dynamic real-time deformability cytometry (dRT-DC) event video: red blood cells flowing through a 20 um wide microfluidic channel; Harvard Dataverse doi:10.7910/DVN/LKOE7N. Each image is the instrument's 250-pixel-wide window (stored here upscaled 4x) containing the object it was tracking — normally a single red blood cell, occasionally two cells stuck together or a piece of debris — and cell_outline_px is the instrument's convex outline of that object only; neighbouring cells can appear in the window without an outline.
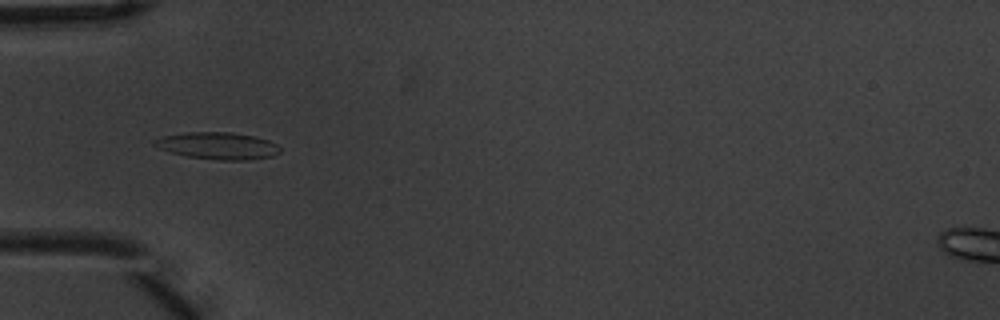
{"species": "common noctule bat (a hibernating species)", "species_latin": "Nyctalus noctula", "temperature_condition": "warm", "stored_images_in_passage": 7, "camera_frame_rate_fps": 3000, "um_per_image_px": 0.085, "animal": {"sex": "male", "body_mass_g": 20.1, "forearm_length_mm": 53.5}, "frame": {"image": 1, "passage_image": 5, "time_ms": 1.333, "image_size_px": [1000, 320], "cell_outline_px": [[280, 152], [272, 156], [248, 160], [216, 160], [188, 156], [172, 152], [160, 148], [152, 144], [152, 140], [164, 136], [184, 132], [232, 132], [252, 136], [268, 140], [276, 144], [280, 148]], "centroid_in_image_um": [18.51, 12.39], "position_along_channel_um": 66.5, "area_um2": 19.65}}
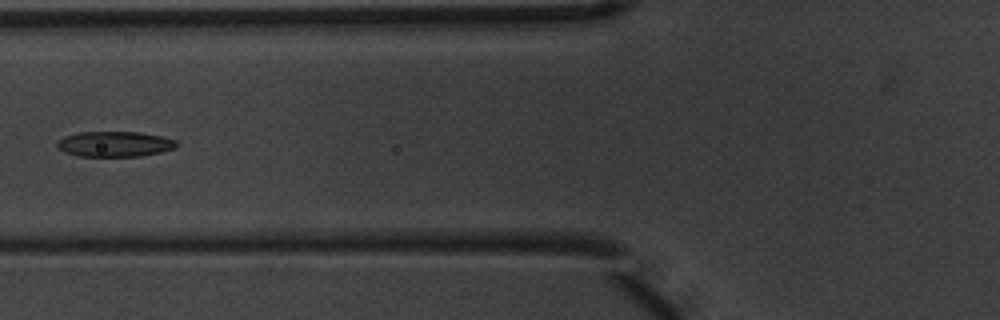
{"frame": {"image": 2, "passage_image": 6, "time_ms": 1.667, "image_size_px": [1000, 320], "cell_outline_px": [[176, 148], [160, 152], [140, 156], [80, 156], [64, 152], [56, 144], [64, 136], [76, 132], [140, 132], [160, 136], [176, 140]], "centroid_in_image_um": [9.75, 12.24], "position_along_channel_um": 116.1, "area_um2": 17.51}}
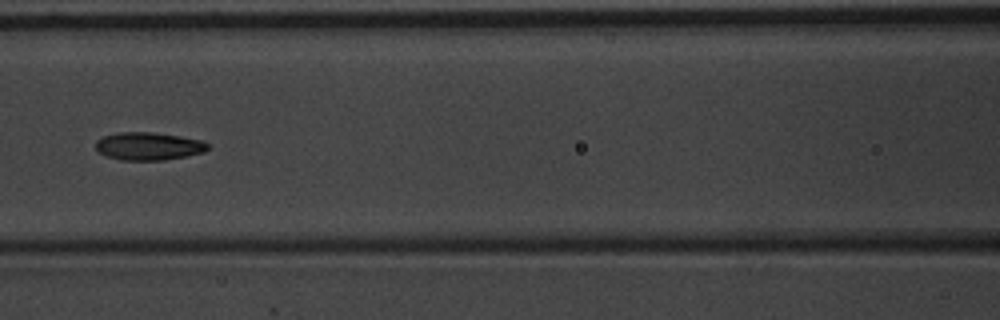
{"frame": {"image": 3, "passage_image": 7, "time_ms": 2.0, "image_size_px": [1000, 320], "cell_outline_px": [[208, 148], [204, 152], [188, 156], [164, 160], [120, 160], [108, 156], [100, 152], [96, 148], [96, 140], [104, 136], [116, 132], [152, 132], [180, 136], [200, 140], [208, 144]], "centroid_in_image_um": [12.63, 12.42], "position_along_channel_um": 154.0, "area_um2": 18.15}}